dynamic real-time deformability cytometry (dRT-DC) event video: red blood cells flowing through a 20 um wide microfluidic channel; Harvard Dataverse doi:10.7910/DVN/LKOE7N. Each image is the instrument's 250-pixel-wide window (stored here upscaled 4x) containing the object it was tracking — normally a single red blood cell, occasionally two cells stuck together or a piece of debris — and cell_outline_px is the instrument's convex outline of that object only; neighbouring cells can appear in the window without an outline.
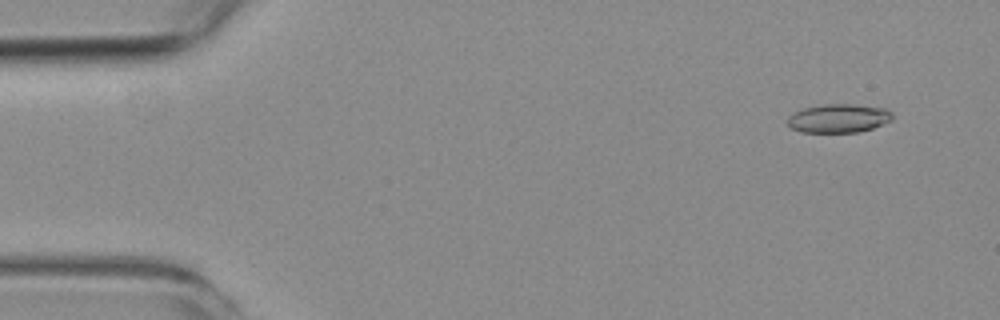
{"species": "common noctule bat (a hibernating species)", "species_latin": "Nyctalus noctula", "temperature_condition": "room temperature", "stored_images_in_passage": 6, "camera_frame_rate_fps": 3000, "um_per_image_px": 0.085, "animal": {"sex": "female", "body_mass_g": 19.3, "forearm_length_mm": 54.1}, "frame": {"image": 1, "passage_image": 1, "time_ms": 0.0, "image_size_px": [1000, 320], "cell_outline_px": [[892, 120], [872, 128], [860, 132], [800, 132], [792, 128], [788, 124], [788, 116], [804, 108], [824, 104], [852, 104], [888, 108], [892, 112]], "centroid_in_image_um": [71.31, 10.05], "position_along_channel_um": 13.7, "area_um2": 17.51}}
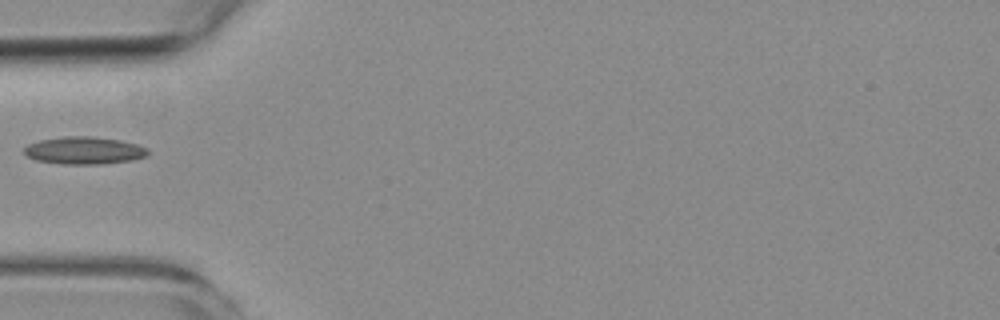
{"frame": {"image": 2, "passage_image": 5, "time_ms": 4.667, "image_size_px": [1000, 320], "cell_outline_px": [[148, 156], [132, 160], [100, 164], [64, 164], [36, 160], [28, 156], [24, 152], [24, 148], [28, 144], [40, 140], [64, 136], [92, 136], [120, 140], [136, 144], [148, 148]], "centroid_in_image_um": [7.17, 12.79], "position_along_channel_um": 77.8, "area_um2": 19.77}}
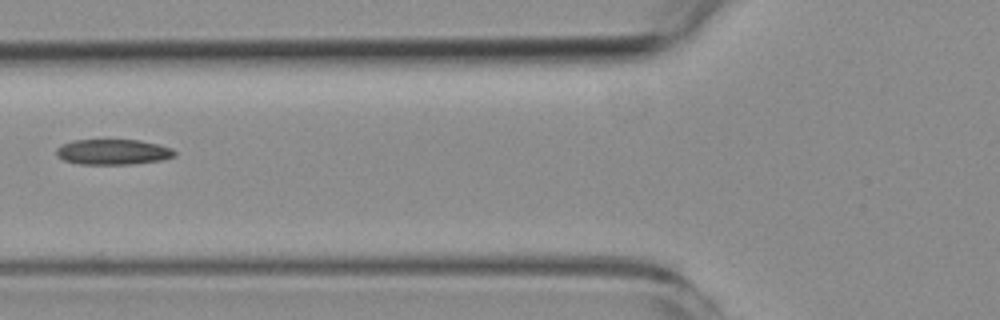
{"frame": {"image": 3, "passage_image": 6, "time_ms": 5.667, "image_size_px": [1000, 320], "cell_outline_px": [[176, 156], [160, 160], [132, 164], [80, 164], [64, 160], [56, 156], [56, 148], [72, 140], [140, 140], [160, 144], [172, 148], [176, 152]], "centroid_in_image_um": [9.62, 12.91], "position_along_channel_um": 116.2, "area_um2": 17.57}}